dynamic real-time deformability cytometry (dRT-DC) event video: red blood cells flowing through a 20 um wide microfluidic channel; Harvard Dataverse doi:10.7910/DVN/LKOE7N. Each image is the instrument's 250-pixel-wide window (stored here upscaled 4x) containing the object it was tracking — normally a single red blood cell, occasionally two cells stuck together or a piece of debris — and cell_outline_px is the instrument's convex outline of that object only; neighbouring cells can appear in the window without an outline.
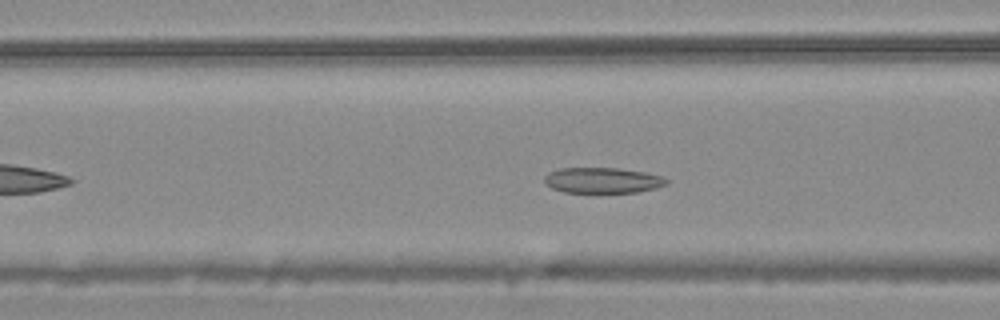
{"species": "common noctule bat (a hibernating species)", "species_latin": "Nyctalus noctula", "temperature_condition": "warm", "stored_images_in_passage": 46, "camera_frame_rate_fps": 3000, "um_per_image_px": 0.085, "animal": {"sex": "male", "body_mass_g": 20.4}, "frame": {"image": 1, "passage_image": 13, "time_ms": 4.0, "image_size_px": [1000, 320], "cell_outline_px": [[668, 184], [656, 188], [636, 192], [592, 196], [564, 192], [552, 188], [544, 184], [544, 176], [548, 172], [560, 168], [620, 168], [644, 172], [664, 176], [668, 180]], "centroid_in_image_um": [51.19, 15.38], "position_along_channel_um": 115.4, "area_um2": 19.36}}
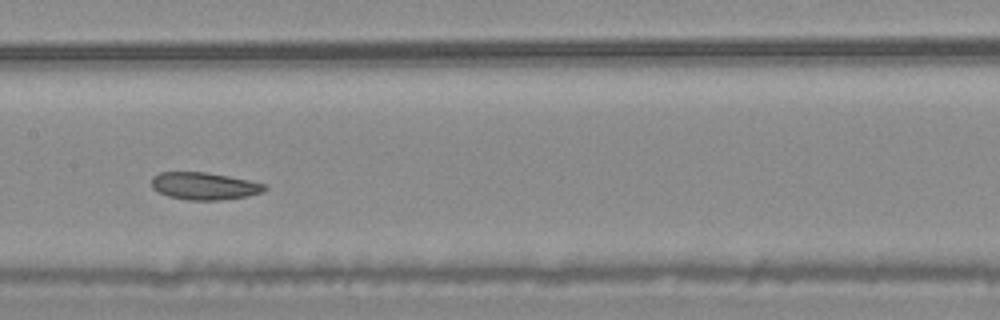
{"frame": {"image": 2, "passage_image": 19, "time_ms": 6.0, "image_size_px": [1000, 320], "cell_outline_px": [[268, 188], [260, 192], [248, 196], [220, 200], [188, 200], [168, 196], [152, 188], [152, 176], [160, 172], [208, 172], [268, 184]], "centroid_in_image_um": [17.37, 15.8], "position_along_channel_um": 190.0, "area_um2": 18.03}}
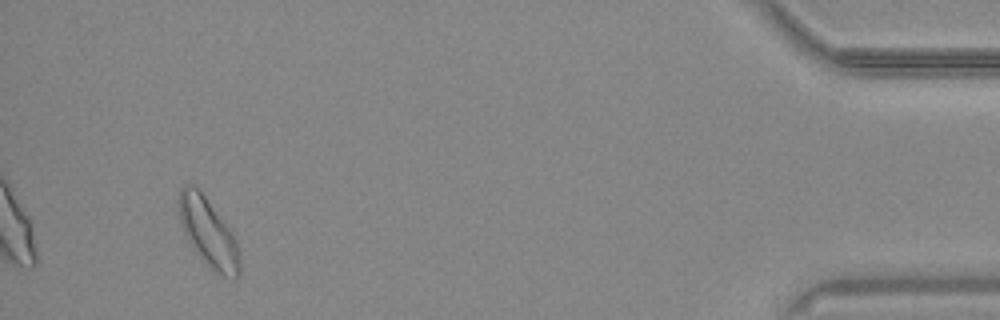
{"frame": {"image": 3, "passage_image": 43, "time_ms": 14.0, "image_size_px": [1000, 320], "cell_outline_px": [[240, 272], [236, 276], [224, 276], [216, 272], [204, 264], [200, 260], [188, 240], [180, 224], [180, 188], [184, 184], [196, 184], [232, 232], [236, 240], [240, 264]], "centroid_in_image_um": [17.69, 19.75], "position_along_channel_um": 417.5, "area_um2": 24.04}, "authors_computed_cell_mechanics": {"area_um2": 19.4208, "velocity_mm_per_s": 3.7289, "shape_relaxation_time_tau1_ms": null, "shape_relaxation_time_tau2_ms": 3.7551, "deformation_change_tau1": null, "deformation_change_tau2": 0.0806}}